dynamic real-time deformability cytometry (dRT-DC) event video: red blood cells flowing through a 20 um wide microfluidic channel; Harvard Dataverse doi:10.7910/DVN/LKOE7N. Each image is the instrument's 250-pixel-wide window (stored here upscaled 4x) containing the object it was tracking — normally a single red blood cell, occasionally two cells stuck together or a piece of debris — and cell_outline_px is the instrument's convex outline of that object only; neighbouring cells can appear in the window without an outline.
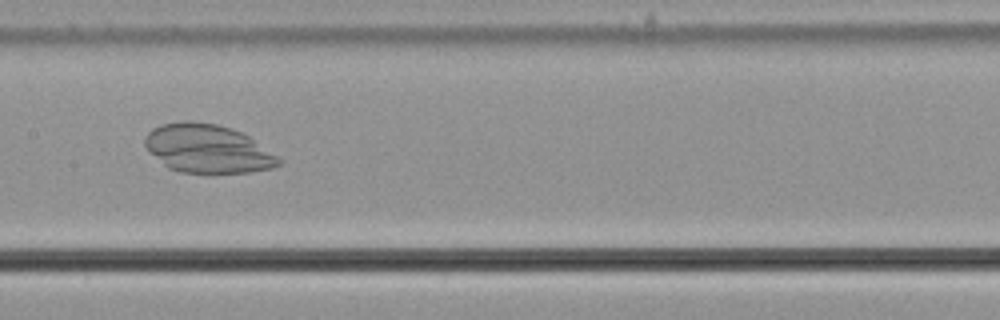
{"species": "common noctule bat (a hibernating species)", "species_latin": "Nyctalus noctula", "temperature_condition": "cold", "stored_images_in_passage": 56, "camera_frame_rate_fps": 3000, "um_per_image_px": 0.085, "animal": {"sex": "male", "body_mass_g": 21.5, "forearm_length_mm": 52.0}, "frame": {"image": 1, "passage_image": 28, "time_ms": 9.0, "image_size_px": [1000, 320], "cell_outline_px": [[284, 164], [272, 168], [248, 172], [180, 172], [168, 168], [148, 152], [144, 144], [144, 140], [148, 132], [152, 128], [160, 124], [184, 120], [192, 120], [216, 124], [232, 128], [248, 136], [284, 160]], "centroid_in_image_um": [17.63, 12.63], "position_along_channel_um": 189.8, "area_um2": 37.97}}
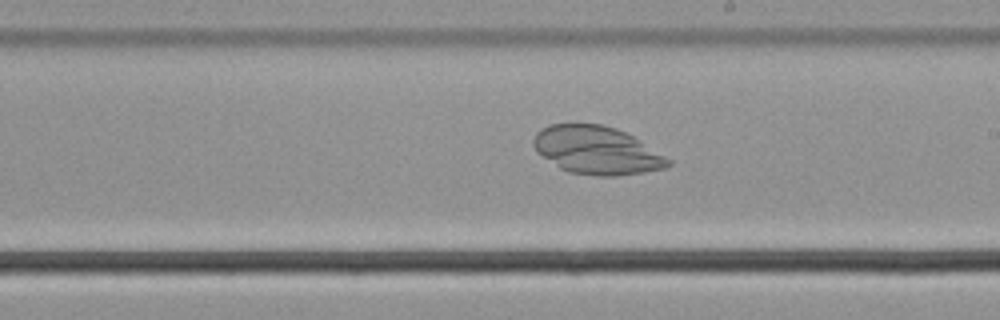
{"frame": {"image": 2, "passage_image": 32, "time_ms": 10.333, "image_size_px": [1000, 320], "cell_outline_px": [[672, 164], [664, 168], [644, 172], [616, 176], [596, 176], [568, 172], [560, 168], [536, 152], [532, 144], [532, 140], [536, 132], [548, 124], [604, 124], [616, 128], [640, 140], [672, 160]], "centroid_in_image_um": [50.71, 12.78], "position_along_channel_um": 238.3, "area_um2": 37.8}}
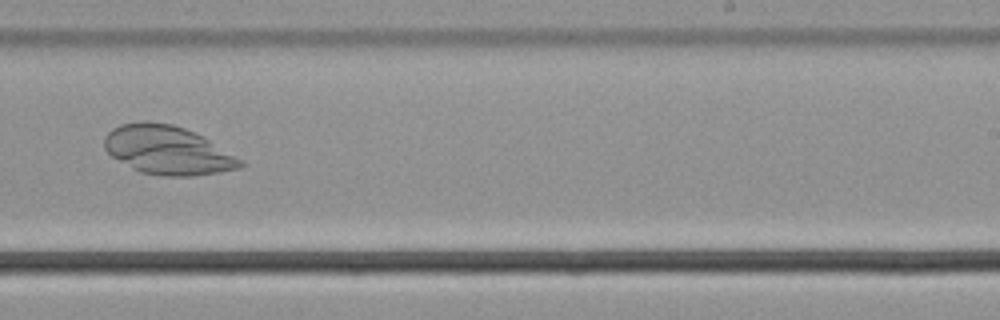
{"frame": {"image": 3, "passage_image": 35, "time_ms": 11.333, "image_size_px": [1000, 320], "cell_outline_px": [[244, 164], [240, 168], [220, 172], [192, 176], [164, 176], [140, 172], [132, 168], [112, 156], [104, 148], [104, 136], [112, 128], [120, 124], [140, 120], [148, 120], [172, 124], [184, 128], [204, 136], [244, 160]], "centroid_in_image_um": [14.26, 12.75], "position_along_channel_um": 274.7, "area_um2": 38.96}}